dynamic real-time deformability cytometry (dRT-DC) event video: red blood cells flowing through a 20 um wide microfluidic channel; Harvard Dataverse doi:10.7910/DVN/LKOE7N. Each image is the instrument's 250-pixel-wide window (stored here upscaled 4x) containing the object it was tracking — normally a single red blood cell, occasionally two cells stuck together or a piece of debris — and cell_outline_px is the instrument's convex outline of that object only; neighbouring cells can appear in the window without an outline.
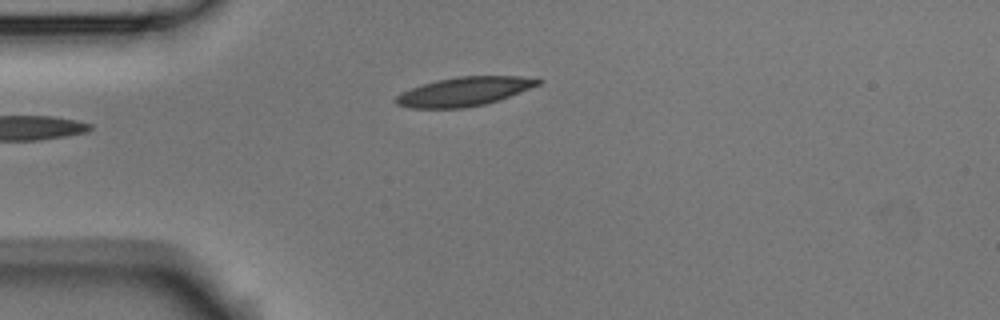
{"species": "Egyptian fruit bat (a non-hibernating species)", "species_latin": "Rousettus aegyptiacus", "temperature_condition": "room temperature", "stored_images_in_passage": 7, "camera_frame_rate_fps": 3000, "um_per_image_px": 0.085, "animal": {"sex": "male"}, "frame": {"image": 1, "passage_image": 3, "time_ms": 0.667, "image_size_px": [1000, 320], "cell_outline_px": [[544, 80], [540, 84], [500, 100], [484, 104], [464, 108], [408, 108], [396, 104], [392, 100], [400, 92], [436, 80], [456, 76], [520, 76]], "centroid_in_image_um": [39.43, 7.78], "position_along_channel_um": 45.6, "area_um2": 24.04}}
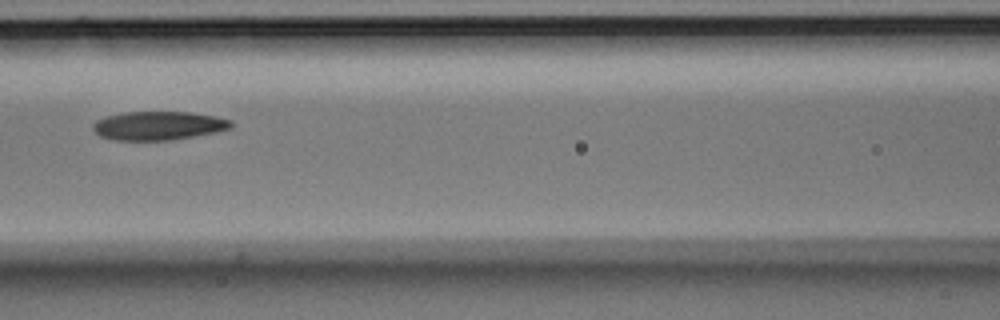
{"frame": {"image": 2, "passage_image": 6, "time_ms": 1.667, "image_size_px": [1000, 320], "cell_outline_px": [[232, 128], [216, 132], [172, 140], [112, 140], [100, 136], [92, 128], [92, 124], [96, 120], [108, 116], [124, 112], [188, 112], [216, 116], [232, 120]], "centroid_in_image_um": [13.47, 10.68], "position_along_channel_um": 153.1, "area_um2": 23.12}}
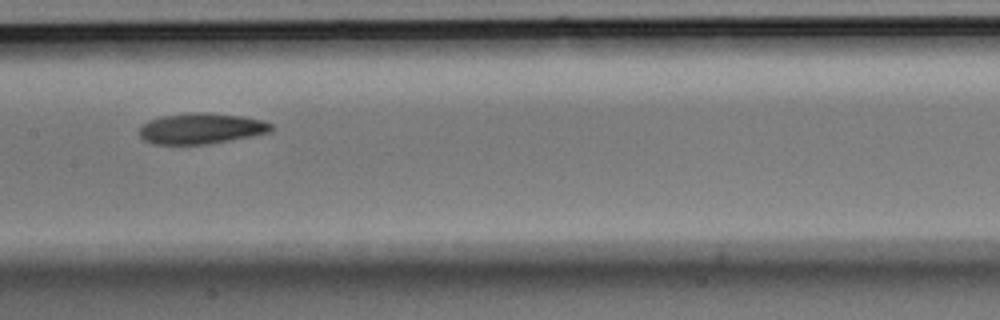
{"frame": {"image": 3, "passage_image": 7, "time_ms": 2.0, "image_size_px": [1000, 320], "cell_outline_px": [[272, 132], [252, 136], [208, 144], [156, 144], [144, 140], [140, 136], [140, 128], [148, 120], [160, 116], [192, 112], [204, 112], [244, 116], [264, 120], [272, 124]], "centroid_in_image_um": [17.13, 10.91], "position_along_channel_um": 190.3, "area_um2": 23.76}}